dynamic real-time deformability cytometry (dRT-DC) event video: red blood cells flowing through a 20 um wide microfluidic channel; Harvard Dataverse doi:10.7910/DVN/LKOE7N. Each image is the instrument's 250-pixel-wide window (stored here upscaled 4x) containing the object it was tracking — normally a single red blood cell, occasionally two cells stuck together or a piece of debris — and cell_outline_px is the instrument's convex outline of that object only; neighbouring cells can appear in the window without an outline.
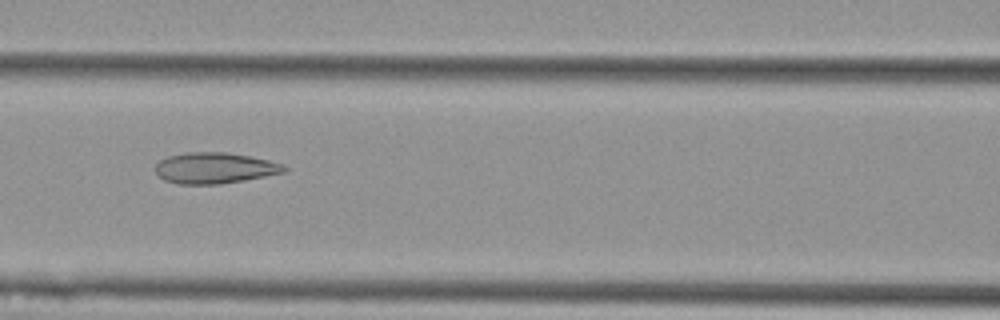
{"species": "Egyptian fruit bat (a non-hibernating species)", "species_latin": "Rousettus aegyptiacus", "temperature_condition": "cold", "stored_images_in_passage": 4, "camera_frame_rate_fps": 3000, "um_per_image_px": 0.085, "animal": {"sex": "female"}, "frame": {"image": 1, "passage_image": 3, "time_ms": 0.667, "image_size_px": [1000, 320], "cell_outline_px": [[288, 172], [244, 180], [220, 184], [176, 184], [164, 180], [152, 168], [160, 160], [168, 156], [184, 152], [224, 152], [248, 156], [268, 160], [284, 164], [288, 168]], "centroid_in_image_um": [18.24, 14.28], "position_along_channel_um": 148.4, "area_um2": 23.47}}
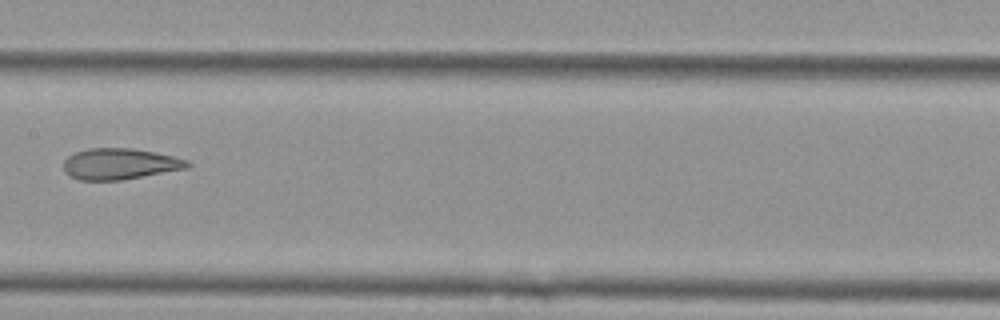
{"frame": {"image": 2, "passage_image": 4, "time_ms": 1.0, "image_size_px": [1000, 320], "cell_outline_px": [[192, 164], [188, 168], [124, 180], [80, 180], [64, 172], [64, 160], [68, 156], [76, 152], [88, 148], [132, 148], [156, 152], [188, 160]], "centroid_in_image_um": [10.21, 13.93], "position_along_channel_um": 197.2, "area_um2": 22.54}}